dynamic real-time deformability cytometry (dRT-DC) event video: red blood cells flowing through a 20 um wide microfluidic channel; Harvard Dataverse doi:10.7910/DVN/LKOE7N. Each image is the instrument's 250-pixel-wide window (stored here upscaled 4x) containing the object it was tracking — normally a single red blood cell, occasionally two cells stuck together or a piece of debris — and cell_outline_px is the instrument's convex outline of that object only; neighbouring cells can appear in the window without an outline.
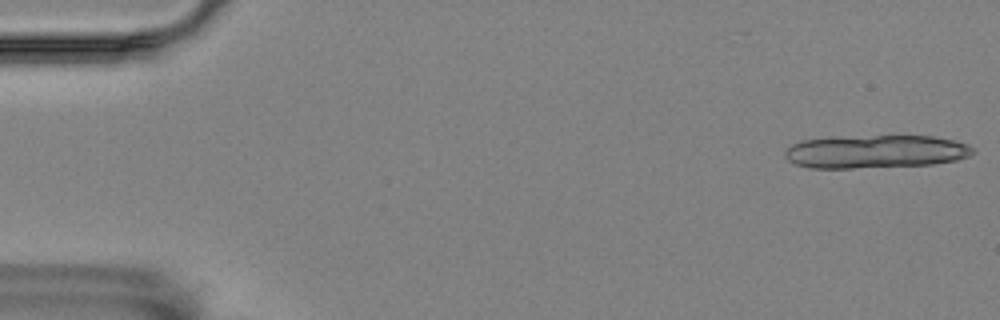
{"species": "Egyptian fruit bat (a non-hibernating species)", "species_latin": "Rousettus aegyptiacus", "temperature_condition": "room temperature", "stored_images_in_passage": 13, "camera_frame_rate_fps": 3000, "um_per_image_px": 0.085, "animal": {"sex": "female"}, "frame": {"image": 1, "passage_image": 1, "time_ms": 0.0, "image_size_px": [1000, 320], "cell_outline_px": [[976, 152], [968, 156], [956, 160], [932, 164], [852, 168], [808, 168], [796, 164], [788, 160], [784, 156], [784, 152], [792, 144], [800, 140], [876, 136], [932, 136], [956, 140], [968, 144]], "centroid_in_image_um": [74.45, 12.89], "position_along_channel_um": 10.6, "area_um2": 36.01}}